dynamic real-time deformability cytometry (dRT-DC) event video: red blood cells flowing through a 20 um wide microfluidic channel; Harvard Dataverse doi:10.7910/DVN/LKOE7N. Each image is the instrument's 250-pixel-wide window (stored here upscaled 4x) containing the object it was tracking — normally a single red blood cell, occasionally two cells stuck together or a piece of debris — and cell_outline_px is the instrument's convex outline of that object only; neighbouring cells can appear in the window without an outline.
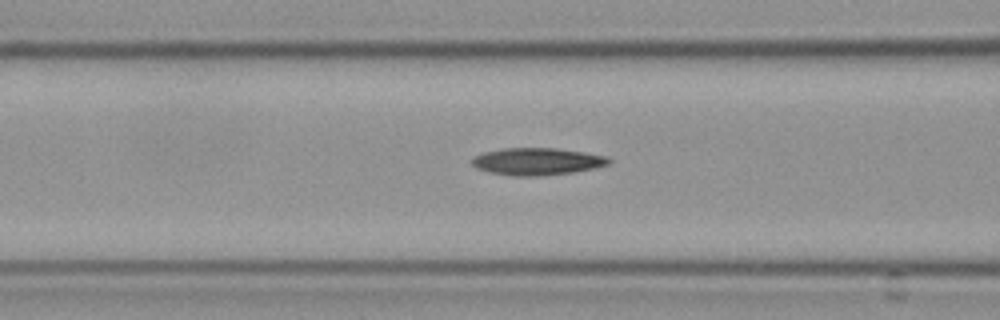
{"species": "Egyptian fruit bat (a non-hibernating species)", "species_latin": "Rousettus aegyptiacus", "temperature_condition": "cold", "stored_images_in_passage": 12, "camera_frame_rate_fps": 3000, "um_per_image_px": 0.085, "frame": {"image": 1, "passage_image": 10, "time_ms": 3.0, "image_size_px": [1000, 320], "cell_outline_px": [[612, 160], [608, 164], [592, 168], [572, 172], [536, 176], [512, 176], [488, 172], [476, 168], [472, 164], [472, 160], [476, 156], [484, 152], [504, 148], [556, 148], [584, 152], [604, 156]], "centroid_in_image_um": [45.62, 13.72], "position_along_channel_um": 121.0, "area_um2": 21.44}}